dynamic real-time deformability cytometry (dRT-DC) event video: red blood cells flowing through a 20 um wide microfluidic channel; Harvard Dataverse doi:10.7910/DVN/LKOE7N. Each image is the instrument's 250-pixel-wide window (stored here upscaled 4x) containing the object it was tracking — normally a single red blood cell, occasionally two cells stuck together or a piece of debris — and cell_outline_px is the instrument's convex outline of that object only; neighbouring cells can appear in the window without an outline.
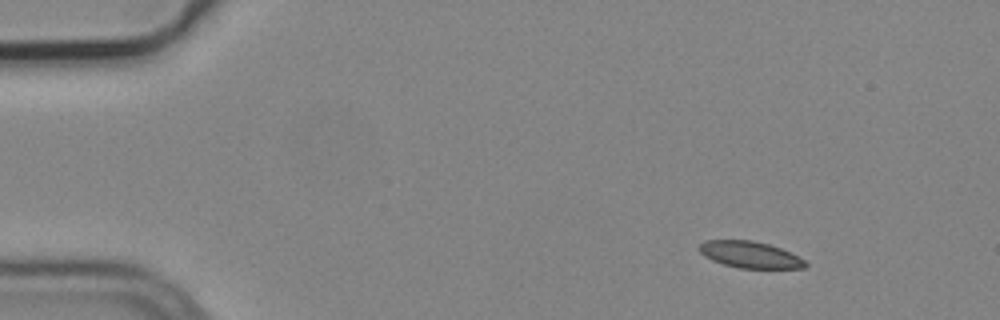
{"species": "common noctule bat (a hibernating species)", "species_latin": "Nyctalus noctula", "temperature_condition": "cold", "stored_images_in_passage": 3, "camera_frame_rate_fps": 3000, "um_per_image_px": 0.085, "animal": {"sex": "male", "body_mass_g": 19.2, "forearm_length_mm": 51.8}, "frame": {"image": 1, "passage_image": 1, "time_ms": 0.0, "image_size_px": [1000, 320], "cell_outline_px": [[808, 264], [804, 268], [740, 268], [724, 264], [712, 260], [704, 256], [700, 252], [700, 244], [704, 240], [752, 240], [768, 244], [780, 248], [804, 260]], "centroid_in_image_um": [63.72, 21.64], "position_along_channel_um": 21.3, "area_um2": 16.18}}